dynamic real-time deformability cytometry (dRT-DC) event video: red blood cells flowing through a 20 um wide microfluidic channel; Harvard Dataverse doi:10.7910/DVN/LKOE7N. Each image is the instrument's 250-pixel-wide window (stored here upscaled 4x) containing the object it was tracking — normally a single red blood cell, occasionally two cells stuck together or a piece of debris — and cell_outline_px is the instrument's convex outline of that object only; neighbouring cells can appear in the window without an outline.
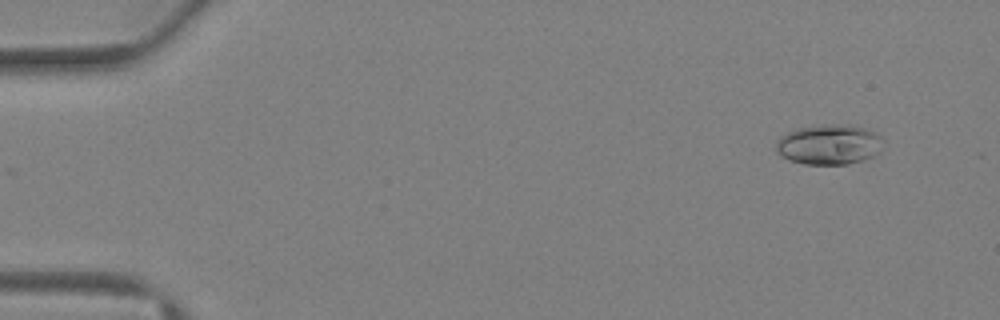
{"species": "Egyptian fruit bat (a non-hibernating species)", "species_latin": "Rousettus aegyptiacus", "temperature_condition": "warm", "stored_images_in_passage": 39, "camera_frame_rate_fps": 3000, "um_per_image_px": 0.085, "animal": {"sex": "female"}, "frame": {"image": 1, "passage_image": 2, "time_ms": 0.333, "image_size_px": [1000, 320], "cell_outline_px": [[884, 140], [880, 152], [864, 160], [848, 164], [804, 164], [788, 160], [780, 156], [776, 152], [776, 140], [780, 136], [796, 128], [824, 124], [852, 124], [876, 132]], "centroid_in_image_um": [70.47, 12.27], "position_along_channel_um": 14.5, "area_um2": 25.55}}
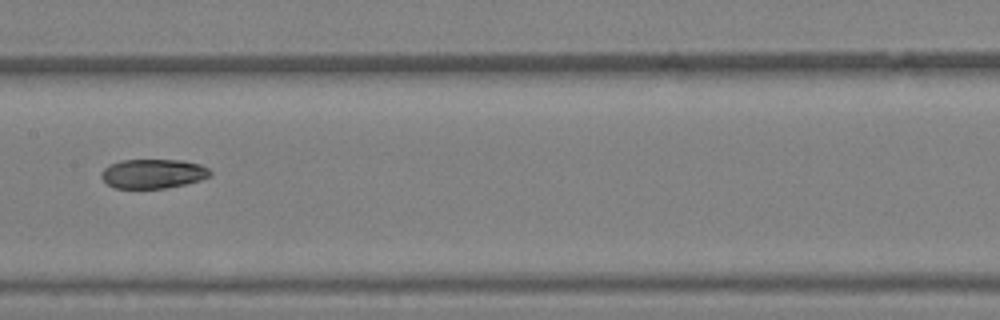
{"frame": {"image": 2, "passage_image": 20, "time_ms": 6.333, "image_size_px": [1000, 320], "cell_outline_px": [[212, 176], [200, 180], [184, 184], [164, 188], [116, 188], [108, 184], [100, 176], [100, 172], [108, 164], [120, 160], [180, 160], [200, 164], [208, 168], [212, 172]], "centroid_in_image_um": [13.0, 14.75], "position_along_channel_um": 194.4, "area_um2": 18.67}}
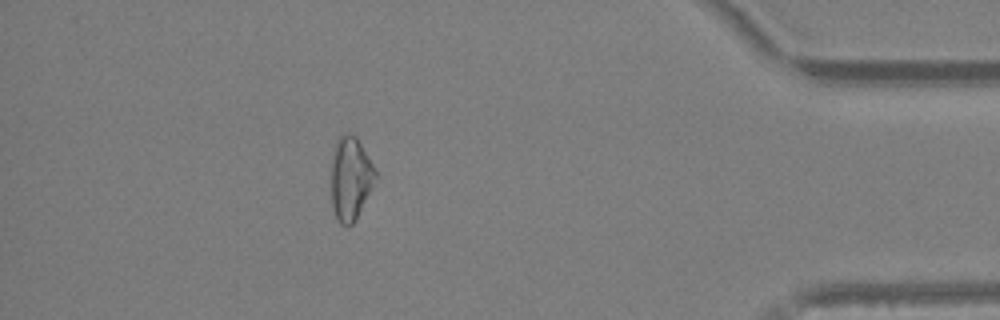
{"frame": {"image": 3, "passage_image": 35, "time_ms": 11.333, "image_size_px": [1000, 320], "cell_outline_px": [[376, 176], [352, 224], [340, 224], [336, 220], [332, 208], [332, 152], [336, 140], [344, 132], [348, 132], [356, 136], [372, 164], [376, 172]], "centroid_in_image_um": [29.74, 15.11], "position_along_channel_um": 405.5, "area_um2": 20.87}}